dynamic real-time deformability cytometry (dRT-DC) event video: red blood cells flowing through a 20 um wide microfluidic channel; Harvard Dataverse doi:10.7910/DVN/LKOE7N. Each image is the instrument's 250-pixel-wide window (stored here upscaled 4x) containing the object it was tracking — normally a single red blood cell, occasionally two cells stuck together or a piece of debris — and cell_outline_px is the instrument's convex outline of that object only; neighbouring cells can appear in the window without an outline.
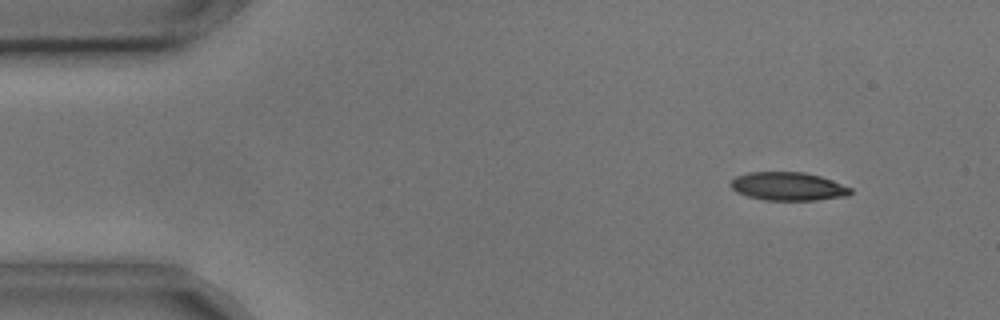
{"species": "common noctule bat (a hibernating species)", "species_latin": "Nyctalus noctula", "temperature_condition": "cold", "stored_images_in_passage": 6, "camera_frame_rate_fps": 3000, "um_per_image_px": 0.085, "animal": {"sex": "male", "body_mass_g": 17.9, "forearm_length_mm": 54.2}, "frame": {"image": 1, "passage_image": 1, "time_ms": 0.0, "image_size_px": [1000, 320], "cell_outline_px": [[852, 192], [848, 196], [816, 200], [764, 200], [748, 196], [736, 192], [732, 188], [732, 180], [736, 176], [748, 172], [804, 172], [820, 176], [832, 180], [852, 188]], "centroid_in_image_um": [67.01, 15.84], "position_along_channel_um": 18.0, "area_um2": 19.77}}
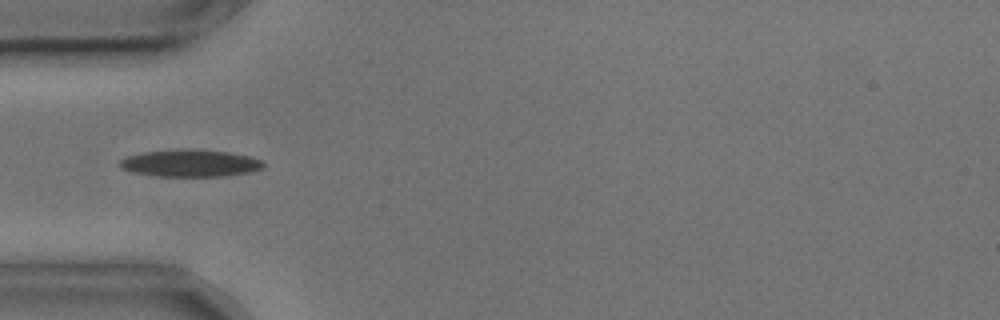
{"frame": {"image": 2, "passage_image": 4, "time_ms": 1.0, "image_size_px": [1000, 320], "cell_outline_px": [[264, 168], [252, 172], [220, 176], [156, 176], [132, 172], [120, 168], [120, 160], [128, 156], [144, 152], [188, 148], [228, 152], [248, 156], [264, 160]], "centroid_in_image_um": [16.2, 13.87], "position_along_channel_um": 68.8, "area_um2": 22.77}}
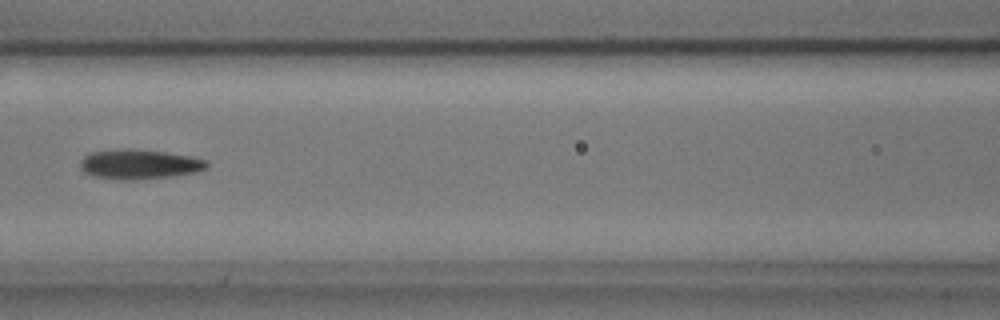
{"frame": {"image": 3, "passage_image": 6, "time_ms": 1.667, "image_size_px": [1000, 320], "cell_outline_px": [[208, 168], [196, 172], [172, 176], [132, 180], [116, 180], [92, 176], [84, 172], [80, 168], [80, 160], [84, 156], [92, 152], [120, 148], [132, 148], [168, 152], [192, 156], [208, 160]], "centroid_in_image_um": [11.84, 13.95], "position_along_channel_um": 154.8, "area_um2": 22.37}}